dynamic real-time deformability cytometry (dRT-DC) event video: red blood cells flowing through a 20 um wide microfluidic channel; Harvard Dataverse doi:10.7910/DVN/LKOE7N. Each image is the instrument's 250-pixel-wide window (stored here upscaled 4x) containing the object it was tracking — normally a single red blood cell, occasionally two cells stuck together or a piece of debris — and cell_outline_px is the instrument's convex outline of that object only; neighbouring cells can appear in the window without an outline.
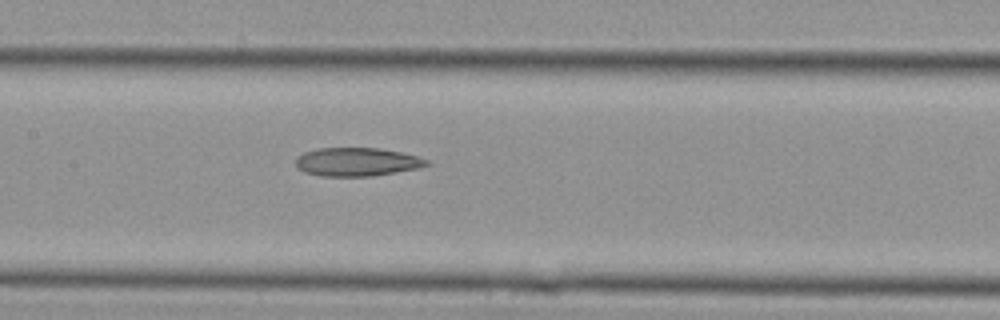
{"species": "Egyptian fruit bat (a non-hibernating species)", "species_latin": "Rousettus aegyptiacus", "temperature_condition": "cold", "stored_images_in_passage": 17, "camera_frame_rate_fps": 3000, "um_per_image_px": 0.085, "animal": {"sex": "female"}, "frame": {"image": 1, "passage_image": 15, "time_ms": 4.667, "image_size_px": [1000, 320], "cell_outline_px": [[432, 164], [420, 168], [372, 176], [320, 176], [304, 172], [296, 164], [296, 156], [304, 152], [316, 148], [380, 148], [404, 152], [428, 160]], "centroid_in_image_um": [30.37, 13.75], "position_along_channel_um": 177.0, "area_um2": 21.91}}
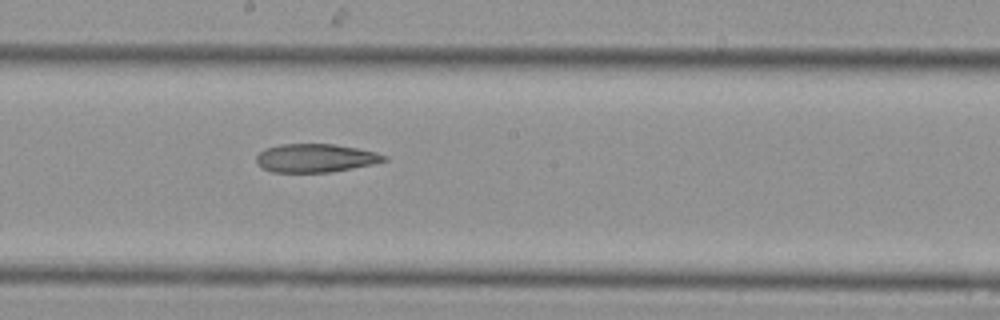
{"frame": {"image": 2, "passage_image": 17, "time_ms": 5.333, "image_size_px": [1000, 320], "cell_outline_px": [[388, 160], [372, 164], [332, 172], [272, 172], [260, 168], [256, 164], [256, 156], [264, 148], [280, 144], [332, 144], [356, 148], [376, 152], [388, 156]], "centroid_in_image_um": [26.78, 13.44], "position_along_channel_um": 221.4, "area_um2": 21.27}}